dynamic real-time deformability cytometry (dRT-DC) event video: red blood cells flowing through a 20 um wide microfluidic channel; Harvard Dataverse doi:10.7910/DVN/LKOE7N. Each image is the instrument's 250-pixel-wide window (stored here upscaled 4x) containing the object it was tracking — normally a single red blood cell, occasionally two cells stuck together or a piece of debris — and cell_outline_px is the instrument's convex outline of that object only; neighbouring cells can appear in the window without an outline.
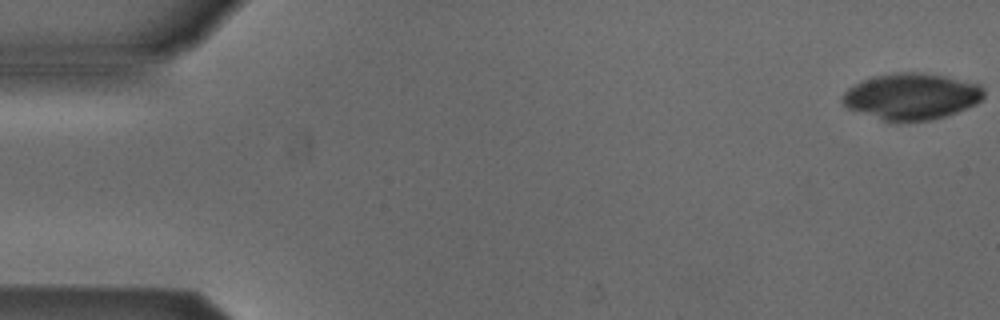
{"species": "Egyptian fruit bat (a non-hibernating species)", "species_latin": "Rousettus aegyptiacus", "temperature_condition": "cold", "stored_images_in_passage": 48, "camera_frame_rate_fps": 3000, "um_per_image_px": 0.085, "animal": {"sex": "male"}, "frame": {"image": 1, "passage_image": 1, "time_ms": 0.0, "image_size_px": [1000, 320], "cell_outline_px": [[984, 96], [976, 104], [956, 112], [944, 116], [928, 120], [884, 120], [848, 108], [840, 100], [840, 96], [848, 88], [872, 76], [892, 72], [920, 72], [944, 76], [980, 84], [984, 88]], "centroid_in_image_um": [77.47, 8.16], "position_along_channel_um": 7.5, "area_um2": 37.8}}